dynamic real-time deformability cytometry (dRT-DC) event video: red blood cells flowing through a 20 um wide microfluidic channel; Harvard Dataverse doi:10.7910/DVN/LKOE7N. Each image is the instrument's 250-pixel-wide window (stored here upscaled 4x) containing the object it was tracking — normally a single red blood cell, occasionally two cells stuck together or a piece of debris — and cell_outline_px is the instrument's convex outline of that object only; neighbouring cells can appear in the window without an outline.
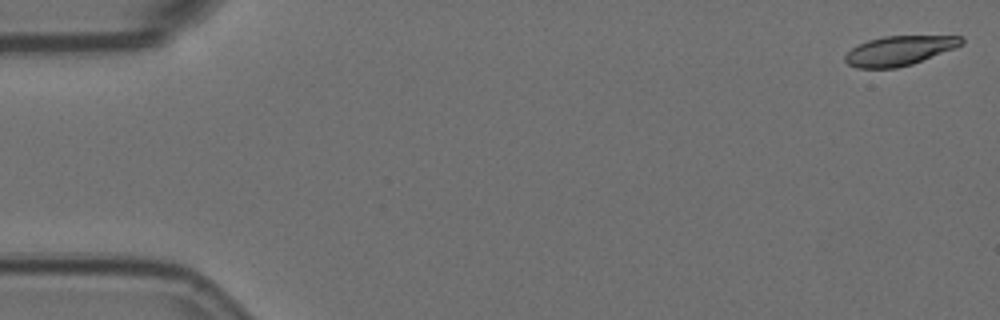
{"species": "Egyptian fruit bat (a non-hibernating species)", "species_latin": "Rousettus aegyptiacus", "temperature_condition": "room temperature", "stored_images_in_passage": 6, "camera_frame_rate_fps": 3000, "um_per_image_px": 0.085, "animal": {"sex": "female"}, "frame": {"image": 1, "passage_image": 1, "time_ms": 0.0, "image_size_px": [1000, 320], "cell_outline_px": [[964, 44], [912, 64], [896, 68], [856, 68], [848, 64], [844, 60], [844, 56], [852, 48], [868, 40], [884, 36], [960, 36], [964, 40]], "centroid_in_image_um": [76.42, 4.31], "position_along_channel_um": 8.6, "area_um2": 19.83}}
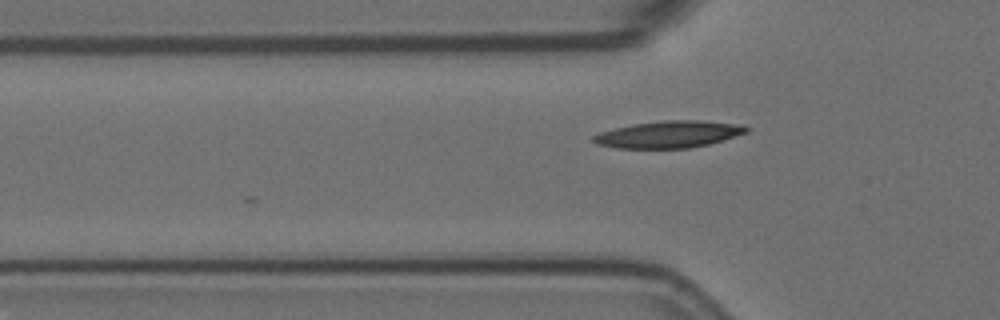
{"frame": {"image": 2, "passage_image": 6, "time_ms": 1.667, "image_size_px": [1000, 320], "cell_outline_px": [[748, 132], [708, 144], [688, 148], [616, 148], [596, 144], [592, 140], [592, 136], [600, 132], [632, 124], [664, 120], [700, 120], [744, 124], [748, 128]], "centroid_in_image_um": [56.85, 11.41], "position_along_channel_um": 69.0, "area_um2": 23.99}}